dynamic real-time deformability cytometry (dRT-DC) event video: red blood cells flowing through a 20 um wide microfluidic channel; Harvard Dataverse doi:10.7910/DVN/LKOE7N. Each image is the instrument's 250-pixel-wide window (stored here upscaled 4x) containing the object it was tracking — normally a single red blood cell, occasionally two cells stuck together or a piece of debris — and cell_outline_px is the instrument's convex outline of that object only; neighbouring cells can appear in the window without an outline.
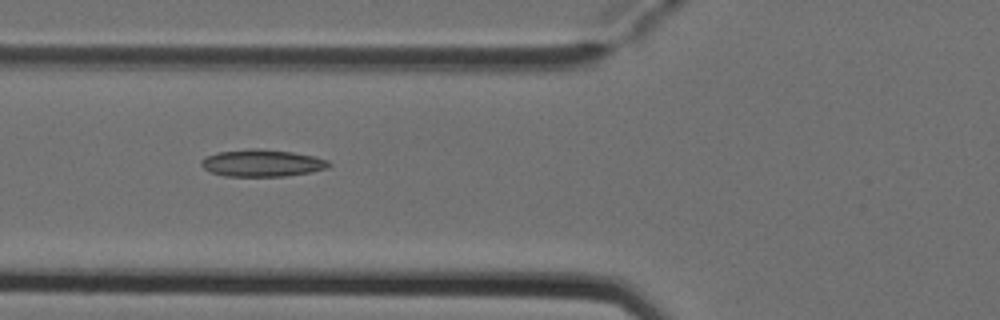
{"species": "Egyptian fruit bat (a non-hibernating species)", "species_latin": "Rousettus aegyptiacus", "temperature_condition": "cold", "stored_images_in_passage": 8, "camera_frame_rate_fps": 3000, "um_per_image_px": 0.085, "animal": {"sex": "female"}, "frame": {"image": 1, "passage_image": 6, "time_ms": 1.667, "image_size_px": [1000, 320], "cell_outline_px": [[332, 164], [328, 168], [312, 172], [284, 176], [224, 176], [212, 172], [204, 168], [200, 164], [200, 160], [204, 156], [216, 152], [248, 148], [256, 148], [292, 152], [316, 156], [328, 160]], "centroid_in_image_um": [22.27, 13.85], "position_along_channel_um": 103.5, "area_um2": 20.4}}
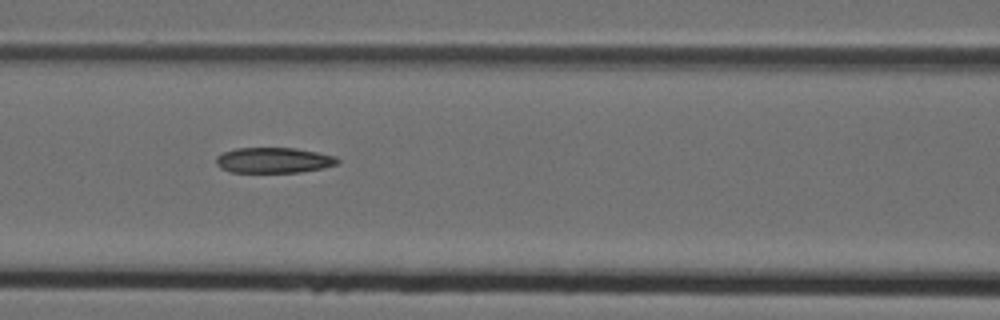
{"frame": {"image": 2, "passage_image": 7, "time_ms": 2.0, "image_size_px": [1000, 320], "cell_outline_px": [[340, 160], [336, 164], [324, 168], [300, 172], [232, 172], [220, 168], [216, 164], [216, 156], [224, 152], [236, 148], [296, 148], [336, 156]], "centroid_in_image_um": [23.26, 13.62], "position_along_channel_um": 143.3, "area_um2": 18.03}}
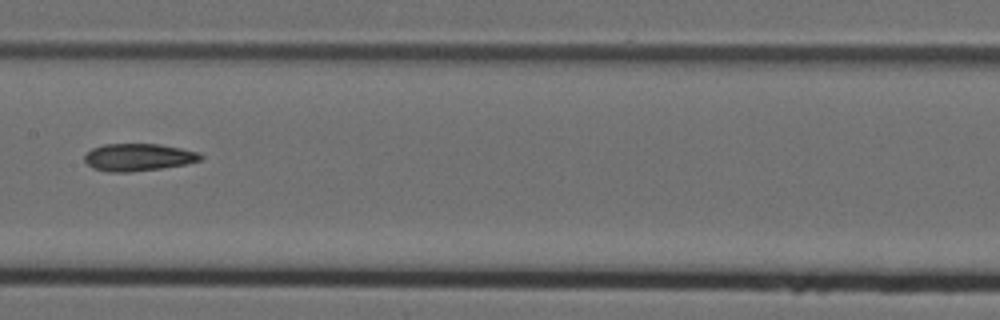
{"frame": {"image": 3, "passage_image": 8, "time_ms": 2.333, "image_size_px": [1000, 320], "cell_outline_px": [[204, 156], [200, 160], [184, 164], [160, 168], [128, 172], [108, 172], [92, 168], [84, 160], [84, 156], [92, 148], [104, 144], [160, 144], [200, 152]], "centroid_in_image_um": [11.75, 13.36], "position_along_channel_um": 195.7, "area_um2": 18.44}}